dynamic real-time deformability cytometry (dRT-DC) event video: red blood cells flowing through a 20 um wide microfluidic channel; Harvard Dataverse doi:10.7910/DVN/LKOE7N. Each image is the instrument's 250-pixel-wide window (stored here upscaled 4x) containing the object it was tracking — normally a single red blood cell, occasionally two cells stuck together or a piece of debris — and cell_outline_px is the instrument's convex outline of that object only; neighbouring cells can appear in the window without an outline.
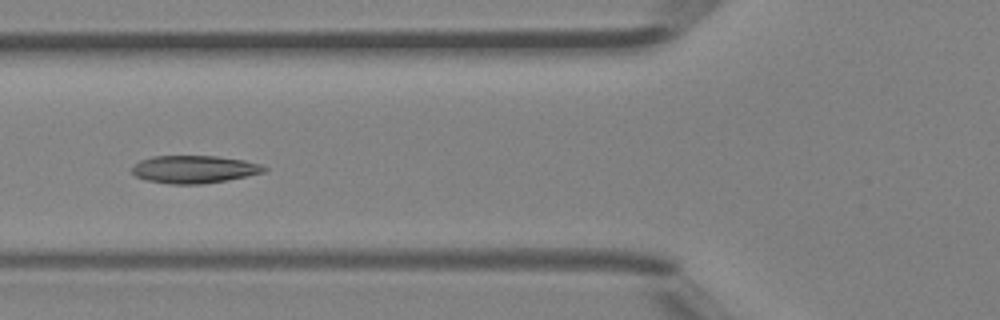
{"species": "Egyptian fruit bat (a non-hibernating species)", "species_latin": "Rousettus aegyptiacus", "temperature_condition": "room temperature", "stored_images_in_passage": 5, "camera_frame_rate_fps": 3000, "um_per_image_px": 0.085, "animal": {"sex": "female"}, "frame": {"image": 1, "passage_image": 5, "time_ms": 1.333, "image_size_px": [1000, 320], "cell_outline_px": [[268, 168], [264, 172], [228, 180], [200, 184], [172, 184], [144, 180], [136, 176], [132, 172], [132, 168], [140, 160], [152, 156], [216, 156], [244, 160], [260, 164]], "centroid_in_image_um": [16.5, 14.39], "position_along_channel_um": 109.3, "area_um2": 21.27}}